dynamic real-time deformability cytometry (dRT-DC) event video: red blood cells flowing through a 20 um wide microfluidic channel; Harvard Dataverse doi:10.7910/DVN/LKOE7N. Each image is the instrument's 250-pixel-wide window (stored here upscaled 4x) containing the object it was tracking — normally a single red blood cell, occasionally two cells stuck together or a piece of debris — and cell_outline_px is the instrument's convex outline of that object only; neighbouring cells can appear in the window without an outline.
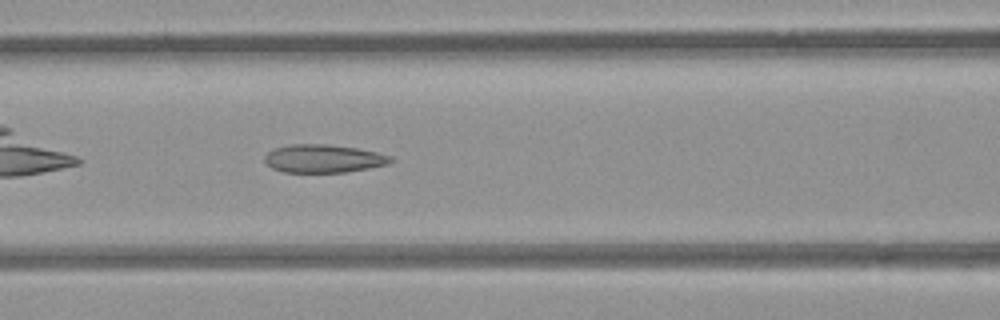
{"species": "common noctule bat (a hibernating species)", "species_latin": "Nyctalus noctula", "temperature_condition": "room temperature", "stored_images_in_passage": 39, "camera_frame_rate_fps": 3000, "um_per_image_px": 0.085, "animal": {"sex": "female", "body_mass_g": 21.9}, "frame": {"image": 1, "passage_image": 8, "time_ms": 2.333, "image_size_px": [1000, 320], "cell_outline_px": [[392, 160], [388, 164], [368, 168], [344, 172], [284, 172], [272, 168], [264, 160], [264, 156], [268, 152], [276, 148], [288, 144], [328, 144], [356, 148], [376, 152], [392, 156]], "centroid_in_image_um": [27.48, 13.47], "position_along_channel_um": 139.1, "area_um2": 20.52}}
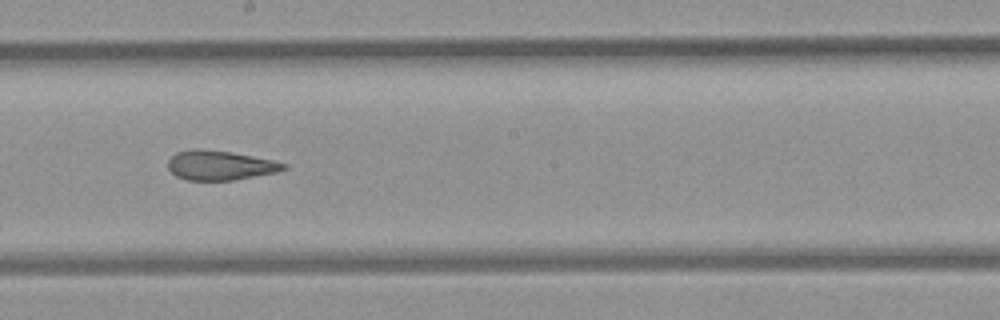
{"frame": {"image": 2, "passage_image": 15, "time_ms": 4.667, "image_size_px": [1000, 320], "cell_outline_px": [[288, 168], [276, 172], [232, 180], [188, 180], [176, 176], [168, 168], [168, 160], [176, 152], [196, 148], [200, 148], [232, 152], [272, 160], [288, 164]], "centroid_in_image_um": [18.69, 14.04], "position_along_channel_um": 229.5, "area_um2": 19.83}}
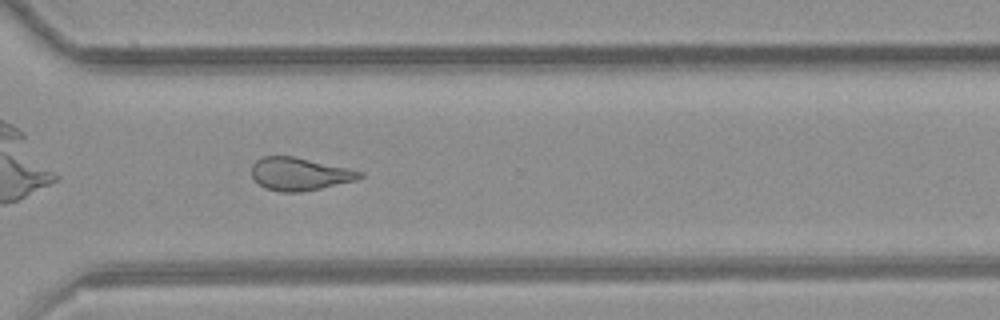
{"frame": {"image": 3, "passage_image": 24, "time_ms": 7.667, "image_size_px": [1000, 320], "cell_outline_px": [[364, 176], [356, 180], [320, 188], [300, 192], [280, 192], [264, 188], [252, 176], [252, 164], [260, 156], [296, 156], [348, 168], [364, 172]], "centroid_in_image_um": [25.46, 14.77], "position_along_channel_um": 345.1, "area_um2": 20.75}, "authors_computed_cell_mechanics": {"area_um2": 21.3282, "velocity_mm_per_s": 3.871, "shape_relaxation_time_tau1_ms": null, "shape_relaxation_time_tau2_ms": 2.7599, "deformation_change_tau1": null, "deformation_change_tau2": 0.1231}}